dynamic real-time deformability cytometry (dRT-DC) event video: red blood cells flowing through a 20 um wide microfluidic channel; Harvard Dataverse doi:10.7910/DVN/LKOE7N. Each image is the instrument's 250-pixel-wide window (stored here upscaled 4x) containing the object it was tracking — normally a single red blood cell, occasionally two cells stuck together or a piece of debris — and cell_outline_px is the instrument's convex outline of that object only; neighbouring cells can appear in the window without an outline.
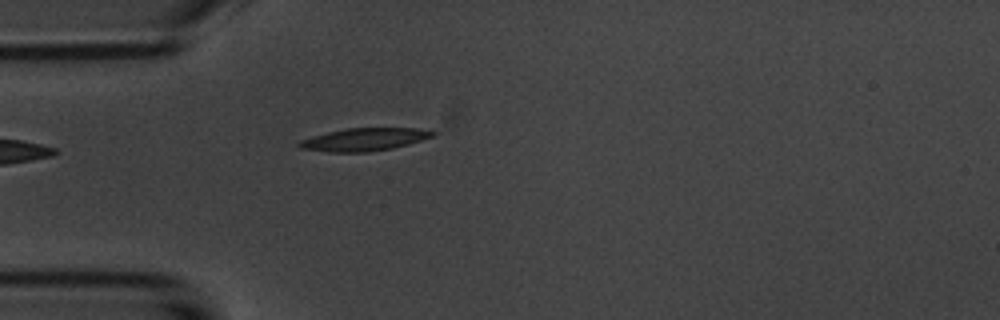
{"species": "common noctule bat (a hibernating species)", "species_latin": "Nyctalus noctula", "temperature_condition": "room temperature", "stored_images_in_passage": 4, "camera_frame_rate_fps": 3000, "um_per_image_px": 0.085, "animal": {"sex": "male", "body_mass_g": 20.1, "forearm_length_mm": 53.5}, "frame": {"image": 1, "passage_image": 4, "time_ms": 4.333, "image_size_px": [1000, 320], "cell_outline_px": [[440, 132], [432, 136], [408, 144], [392, 148], [368, 152], [328, 152], [300, 148], [296, 144], [300, 140], [312, 136], [328, 132], [348, 128], [416, 128]], "centroid_in_image_um": [30.94, 11.85], "position_along_channel_um": 54.1, "area_um2": 17.63}}